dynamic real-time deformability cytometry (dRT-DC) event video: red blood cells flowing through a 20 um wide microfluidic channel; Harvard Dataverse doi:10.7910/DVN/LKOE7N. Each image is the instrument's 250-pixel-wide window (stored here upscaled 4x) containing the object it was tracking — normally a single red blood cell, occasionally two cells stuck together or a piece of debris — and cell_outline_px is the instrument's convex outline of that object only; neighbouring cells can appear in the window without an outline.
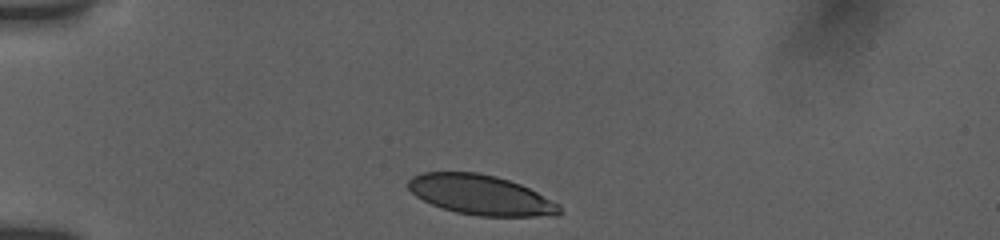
{"species": "human", "species_latin": "Homo sapiens", "temperature_condition": "room temperature", "stored_images_in_passage": 12, "camera_frame_rate_fps": 3000, "um_per_image_px": 0.085, "donor": {"sex": "female"}, "frame": {"image": 1, "passage_image": 1, "time_ms": 0.0, "image_size_px": [1000, 240], "cell_outline_px": [[560, 212], [556, 216], [476, 216], [456, 212], [440, 208], [416, 196], [408, 188], [408, 180], [412, 176], [424, 172], [480, 172], [496, 176], [520, 184], [560, 204]], "centroid_in_image_um": [40.85, 16.57], "position_along_channel_um": 44.2, "area_um2": 35.14}}
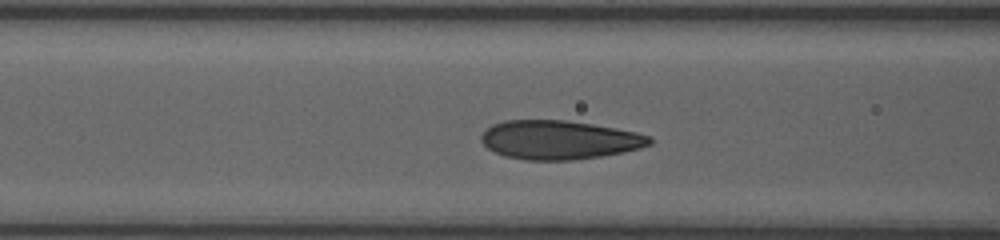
{"frame": {"image": 2, "passage_image": 9, "time_ms": 3.0, "image_size_px": [1000, 240], "cell_outline_px": [[652, 144], [640, 148], [600, 156], [572, 160], [524, 160], [504, 156], [488, 148], [480, 140], [480, 136], [492, 124], [504, 120], [564, 120], [592, 124], [616, 128], [636, 132], [652, 136]], "centroid_in_image_um": [47.53, 11.88], "position_along_channel_um": 119.1, "area_um2": 38.09}}
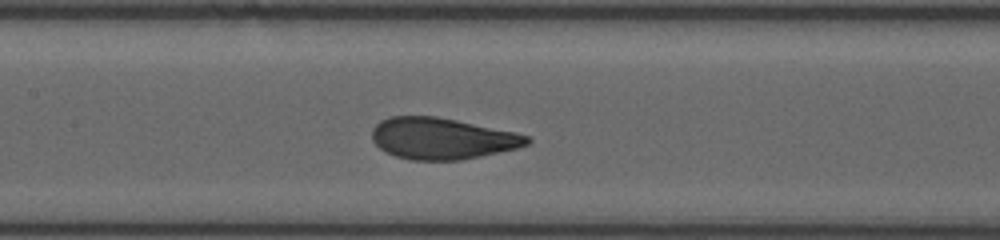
{"frame": {"image": 3, "passage_image": 12, "time_ms": 4.333, "image_size_px": [1000, 240], "cell_outline_px": [[532, 140], [528, 144], [516, 148], [480, 156], [460, 160], [412, 160], [396, 156], [384, 152], [372, 140], [372, 128], [380, 120], [388, 116], [436, 116], [516, 132], [528, 136]], "centroid_in_image_um": [37.54, 11.76], "position_along_channel_um": 169.9, "area_um2": 37.4}}